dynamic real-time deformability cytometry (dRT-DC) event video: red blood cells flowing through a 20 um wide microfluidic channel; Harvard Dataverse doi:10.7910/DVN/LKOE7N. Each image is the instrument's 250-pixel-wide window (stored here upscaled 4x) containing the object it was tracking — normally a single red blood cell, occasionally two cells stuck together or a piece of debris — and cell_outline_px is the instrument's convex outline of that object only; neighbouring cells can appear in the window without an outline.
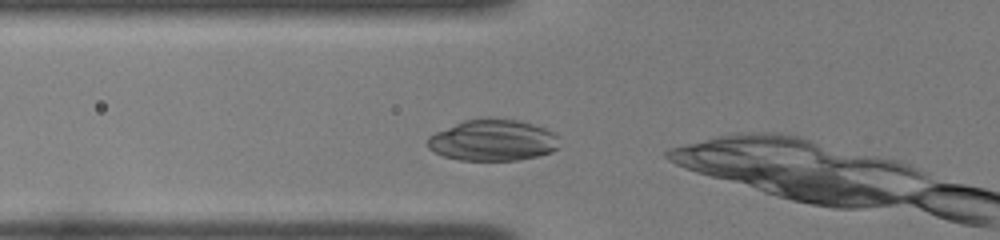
{"species": "common noctule bat (a hibernating species)", "species_latin": "Nyctalus noctula", "temperature_condition": "room temperature", "stored_images_in_passage": 4, "camera_frame_rate_fps": 3000, "um_per_image_px": 0.085, "animal": {"sex": "female", "body_mass_g": 22.0, "forearm_length_mm": 56.7}, "frame": {"image": 1, "passage_image": 2, "time_ms": 0.333, "image_size_px": [1000, 240], "cell_outline_px": [[560, 148], [552, 152], [520, 160], [460, 160], [444, 156], [428, 148], [424, 144], [428, 136], [436, 132], [464, 120], [520, 120], [544, 128], [552, 132], [556, 136]], "centroid_in_image_um": [41.87, 11.95], "position_along_channel_um": 83.9, "area_um2": 31.33}}